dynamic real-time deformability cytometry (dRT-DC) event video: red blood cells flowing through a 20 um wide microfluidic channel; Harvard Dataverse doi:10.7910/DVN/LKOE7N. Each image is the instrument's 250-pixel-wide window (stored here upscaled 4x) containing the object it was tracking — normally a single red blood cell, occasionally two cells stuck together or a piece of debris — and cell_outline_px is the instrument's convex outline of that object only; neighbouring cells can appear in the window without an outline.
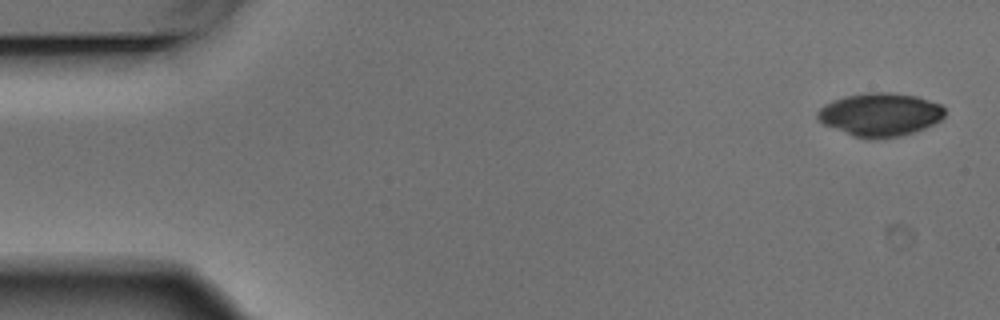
{"species": "Egyptian fruit bat (a non-hibernating species)", "species_latin": "Rousettus aegyptiacus", "temperature_condition": "warm", "stored_images_in_passage": 9, "camera_frame_rate_fps": 3000, "um_per_image_px": 0.085, "animal": {"sex": "male"}, "frame": {"image": 1, "passage_image": 1, "time_ms": 0.0, "image_size_px": [1000, 320], "cell_outline_px": [[944, 116], [940, 120], [924, 128], [900, 136], [872, 140], [852, 136], [824, 124], [816, 116], [816, 112], [824, 104], [832, 100], [844, 96], [868, 92], [892, 92], [916, 96], [940, 104], [944, 108]], "centroid_in_image_um": [74.78, 9.73], "position_along_channel_um": 10.2, "area_um2": 32.14}}
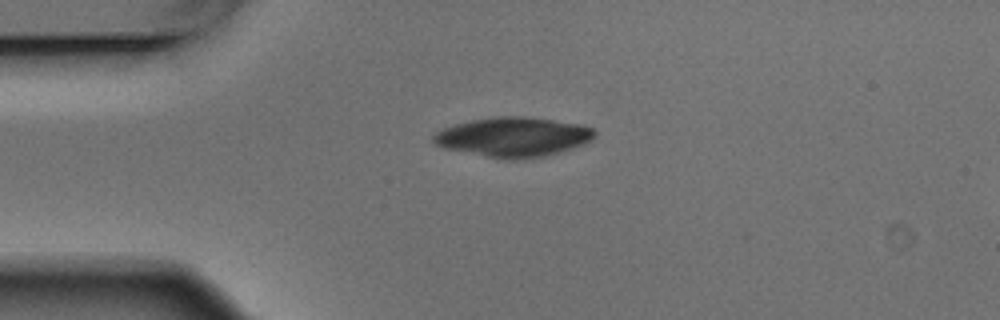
{"frame": {"image": 2, "passage_image": 4, "time_ms": 1.0, "image_size_px": [1000, 320], "cell_outline_px": [[596, 136], [584, 144], [560, 152], [544, 156], [516, 160], [504, 160], [444, 148], [436, 144], [432, 140], [432, 136], [436, 132], [444, 128], [456, 124], [472, 120], [496, 116], [524, 116], [584, 124], [592, 128], [596, 132]], "centroid_in_image_um": [43.65, 11.64], "position_along_channel_um": 41.3, "area_um2": 37.34}}